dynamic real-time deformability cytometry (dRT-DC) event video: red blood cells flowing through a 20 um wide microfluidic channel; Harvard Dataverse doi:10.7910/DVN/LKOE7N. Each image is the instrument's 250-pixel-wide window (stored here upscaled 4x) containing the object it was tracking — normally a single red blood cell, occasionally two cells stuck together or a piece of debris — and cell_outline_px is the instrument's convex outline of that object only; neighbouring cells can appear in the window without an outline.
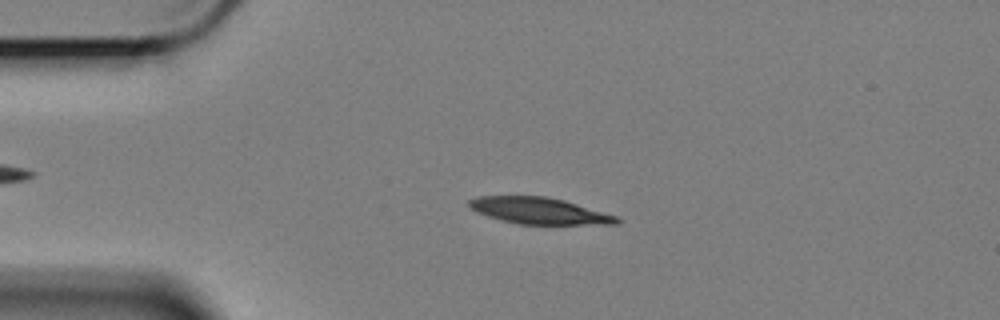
{"species": "Egyptian fruit bat (a non-hibernating species)", "species_latin": "Rousettus aegyptiacus", "temperature_condition": "cold", "stored_images_in_passage": 53, "camera_frame_rate_fps": 3000, "um_per_image_px": 0.085, "animal": {"sex": "female"}, "frame": {"image": 1, "passage_image": 8, "time_ms": 2.333, "image_size_px": [1000, 320], "cell_outline_px": [[620, 224], [516, 224], [488, 216], [472, 208], [468, 204], [468, 200], [480, 196], [544, 196], [564, 200], [616, 216], [620, 220]], "centroid_in_image_um": [45.84, 17.92], "position_along_channel_um": 39.2, "area_um2": 22.43}}
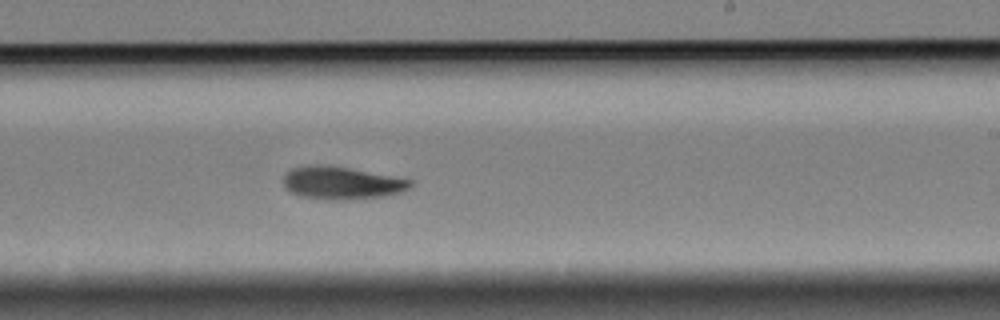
{"frame": {"image": 2, "passage_image": 30, "time_ms": 9.667, "image_size_px": [1000, 320], "cell_outline_px": [[412, 184], [408, 188], [400, 192], [384, 196], [340, 200], [328, 200], [300, 196], [284, 188], [284, 176], [292, 168], [320, 164], [348, 168], [412, 180]], "centroid_in_image_um": [29.01, 15.56], "position_along_channel_um": 260.0, "area_um2": 23.76}}
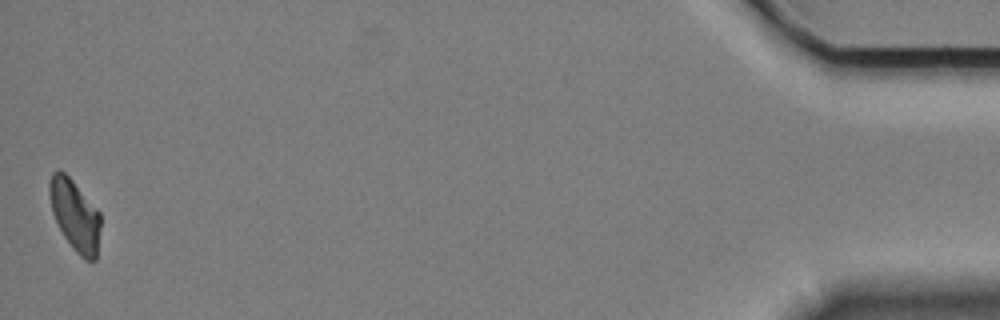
{"frame": {"image": 3, "passage_image": 53, "time_ms": 17.333, "image_size_px": [1000, 320], "cell_outline_px": [[100, 224], [96, 260], [92, 264], [84, 260], [76, 252], [64, 236], [52, 212], [48, 192], [48, 184], [52, 172], [64, 172], [72, 180], [100, 212]], "centroid_in_image_um": [6.37, 18.33], "position_along_channel_um": 428.8, "area_um2": 21.04}, "authors_computed_cell_mechanics": {"area_um2": 23.409, "velocity_mm_per_s": 3.3959, "shape_relaxation_time_tau1_ms": 4.8142, "shape_relaxation_time_tau2_ms": 6.8719, "deformation_change_tau1": 0.1261, "deformation_change_tau2": 0.1247}}